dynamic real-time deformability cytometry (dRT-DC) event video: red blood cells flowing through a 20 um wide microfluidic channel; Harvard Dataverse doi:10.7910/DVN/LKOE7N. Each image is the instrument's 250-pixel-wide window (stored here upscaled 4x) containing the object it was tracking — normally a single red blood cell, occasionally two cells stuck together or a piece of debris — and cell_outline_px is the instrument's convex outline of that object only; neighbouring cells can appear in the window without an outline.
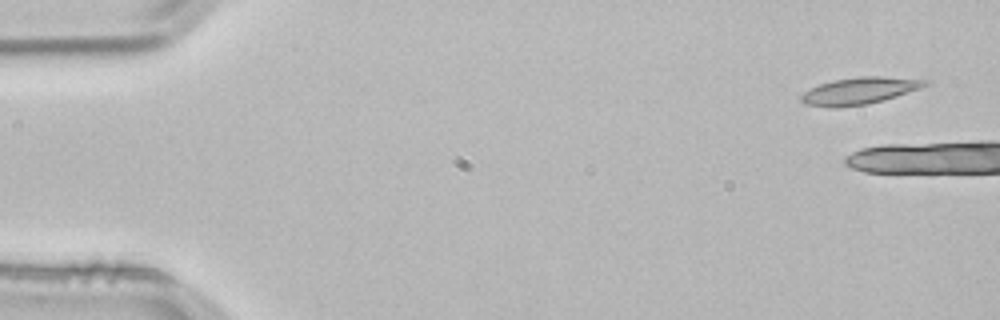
{"species": "common noctule bat (a hibernating species)", "species_latin": "Nyctalus noctula", "temperature_condition": "room temperature", "stored_images_in_passage": 4, "camera_frame_rate_fps": 3000, "um_per_image_px": 0.085, "animal": {"sex": "male", "body_mass_g": 21.5, "forearm_length_mm": 52.0}, "frame": {"image": 1, "passage_image": 1, "time_ms": 0.0, "image_size_px": [1000, 320], "cell_outline_px": [[928, 84], [920, 88], [884, 100], [868, 104], [836, 108], [828, 108], [804, 104], [800, 100], [800, 96], [804, 92], [820, 84], [832, 80], [860, 76], [880, 76], [928, 80]], "centroid_in_image_um": [73.01, 7.73], "position_along_channel_um": 12.0, "area_um2": 19.48}}